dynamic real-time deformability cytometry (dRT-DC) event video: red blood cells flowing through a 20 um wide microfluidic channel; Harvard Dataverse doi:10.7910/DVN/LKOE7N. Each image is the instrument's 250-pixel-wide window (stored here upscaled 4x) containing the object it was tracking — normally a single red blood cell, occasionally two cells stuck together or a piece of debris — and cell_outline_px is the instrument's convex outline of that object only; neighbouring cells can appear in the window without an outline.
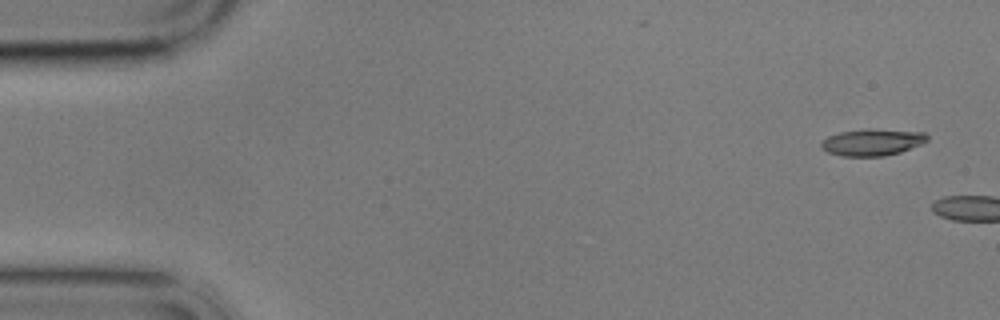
{"species": "common noctule bat (a hibernating species)", "species_latin": "Nyctalus noctula", "temperature_condition": "cold", "stored_images_in_passage": 2, "camera_frame_rate_fps": 3000, "um_per_image_px": 0.085, "animal": {"sex": "male", "body_mass_g": 17.9}, "frame": {"image": 1, "passage_image": 1, "time_ms": 0.0, "image_size_px": [1000, 320], "cell_outline_px": [[928, 140], [920, 144], [900, 152], [884, 156], [844, 156], [828, 152], [820, 148], [820, 144], [828, 136], [840, 132], [868, 128], [924, 132], [928, 136]], "centroid_in_image_um": [74.13, 12.08], "position_along_channel_um": 10.9, "area_um2": 16.47}}